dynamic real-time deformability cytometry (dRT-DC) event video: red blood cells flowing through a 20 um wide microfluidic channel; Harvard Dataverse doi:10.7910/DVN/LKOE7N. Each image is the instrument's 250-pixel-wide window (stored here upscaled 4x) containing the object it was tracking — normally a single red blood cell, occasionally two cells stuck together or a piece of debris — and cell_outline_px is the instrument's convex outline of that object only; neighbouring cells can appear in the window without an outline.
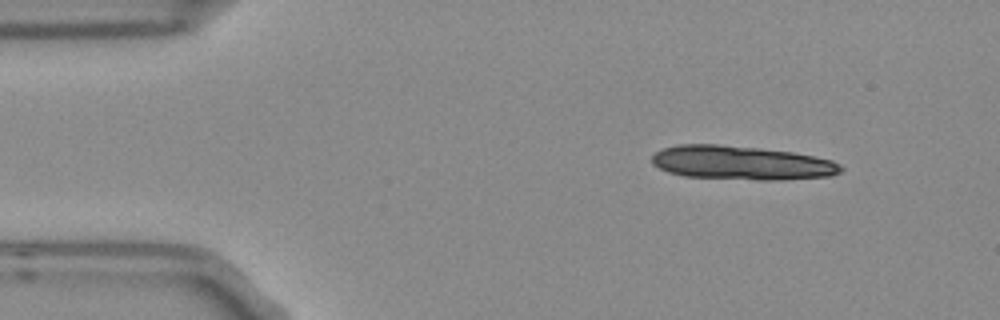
{"species": "Egyptian fruit bat (a non-hibernating species)", "species_latin": "Rousettus aegyptiacus", "temperature_condition": "room temperature", "stored_images_in_passage": 5, "segment_of_instrument_passage": [1, 2], "camera_frame_rate_fps": 3000, "um_per_image_px": 0.085, "frame": {"image": 1, "passage_image": 1, "time_ms": 0.0, "image_size_px": [1000, 320], "cell_outline_px": [[844, 168], [840, 172], [832, 176], [784, 180], [756, 180], [684, 176], [668, 172], [652, 164], [652, 156], [656, 152], [664, 148], [680, 144], [716, 144], [760, 148], [792, 152], [832, 160], [840, 164]], "centroid_in_image_um": [63.05, 13.85], "position_along_channel_um": 22.0, "area_um2": 37.45}}